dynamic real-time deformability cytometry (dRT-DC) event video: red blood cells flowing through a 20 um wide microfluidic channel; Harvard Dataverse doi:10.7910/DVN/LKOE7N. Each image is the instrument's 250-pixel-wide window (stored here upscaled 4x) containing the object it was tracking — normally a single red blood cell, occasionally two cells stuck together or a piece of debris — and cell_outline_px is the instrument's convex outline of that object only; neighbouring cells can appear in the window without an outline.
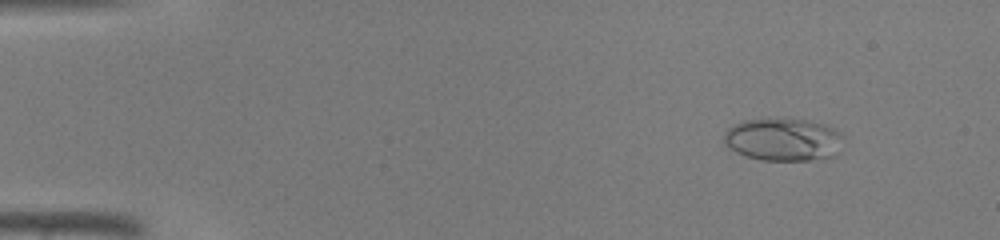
{"species": "common noctule bat (a hibernating species)", "species_latin": "Nyctalus noctula", "temperature_condition": "warm", "stored_images_in_passage": 41, "camera_frame_rate_fps": 3000, "um_per_image_px": 0.085, "animal": {"sex": "male", "body_mass_g": 19.0, "forearm_length_mm": 50.8}, "frame": {"image": 1, "passage_image": 1, "time_ms": 0.0, "image_size_px": [1000, 240], "cell_outline_px": [[844, 140], [836, 156], [808, 160], [760, 160], [736, 152], [724, 144], [724, 136], [728, 128], [744, 120], [808, 120], [824, 124], [840, 132], [844, 136]], "centroid_in_image_um": [66.62, 11.88], "position_along_channel_um": 18.4, "area_um2": 29.48}}
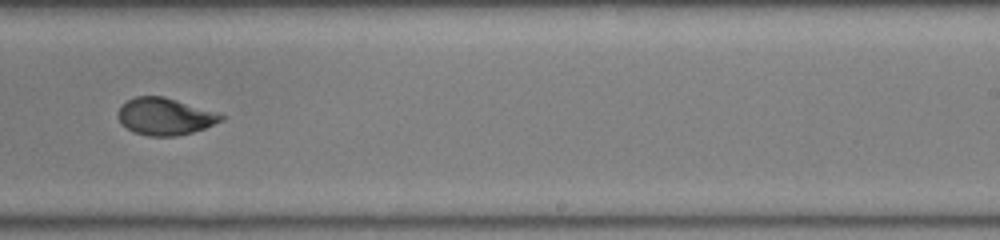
{"frame": {"image": 2, "passage_image": 25, "time_ms": 8.0, "image_size_px": [1000, 240], "cell_outline_px": [[228, 116], [224, 120], [204, 128], [192, 132], [176, 136], [148, 136], [132, 132], [120, 124], [116, 116], [116, 112], [128, 100], [136, 96], [164, 96]], "centroid_in_image_um": [13.99, 9.91], "position_along_channel_um": 275.0, "area_um2": 22.37}}
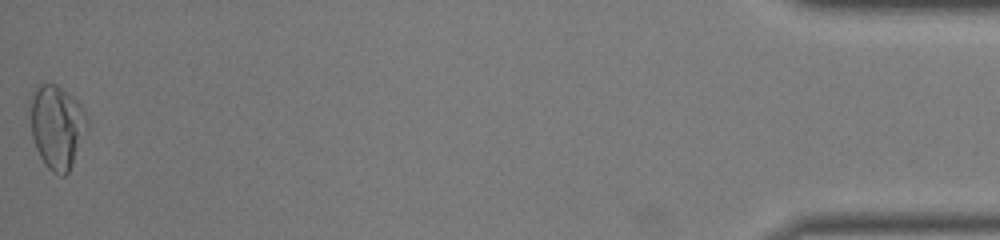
{"frame": {"image": 3, "passage_image": 41, "time_ms": 13.333, "image_size_px": [1000, 240], "cell_outline_px": [[88, 128], [68, 172], [64, 176], [60, 176], [52, 172], [48, 168], [40, 156], [36, 148], [32, 136], [32, 96], [36, 88], [40, 84], [56, 84], [68, 92], [80, 104], [88, 120]], "centroid_in_image_um": [4.87, 10.78], "position_along_channel_um": 430.3, "area_um2": 27.17}}